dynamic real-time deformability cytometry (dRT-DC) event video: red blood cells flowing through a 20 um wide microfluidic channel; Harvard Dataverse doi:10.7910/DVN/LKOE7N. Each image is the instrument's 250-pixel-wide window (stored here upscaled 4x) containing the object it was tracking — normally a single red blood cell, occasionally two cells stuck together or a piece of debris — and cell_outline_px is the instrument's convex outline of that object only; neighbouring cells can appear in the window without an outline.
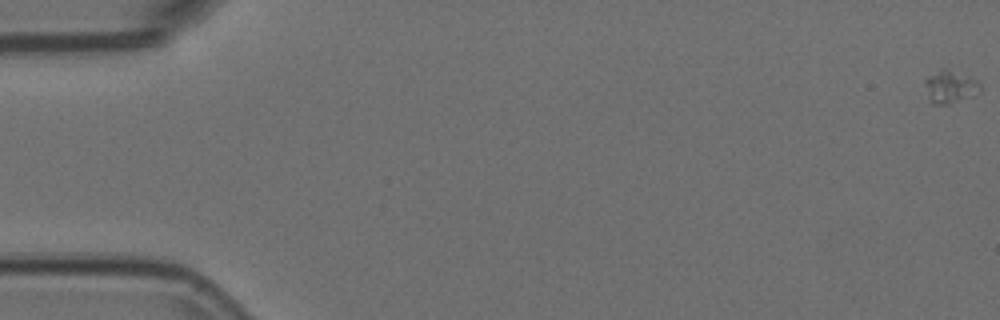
{"species": "Egyptian fruit bat (a non-hibernating species)", "species_latin": "Rousettus aegyptiacus", "temperature_condition": "room temperature", "stored_images_in_passage": 57, "camera_frame_rate_fps": 3000, "um_per_image_px": 0.085, "animal": {"sex": "female"}, "frame": {"image": 1, "passage_image": 1, "time_ms": 0.0, "image_size_px": [1000, 320], "cell_outline_px": [[980, 92], [972, 96], [948, 104], [936, 104], [932, 100], [924, 80], [928, 76], [940, 68], [948, 68], [968, 76], [976, 80], [980, 84]], "centroid_in_image_um": [80.8, 7.33], "position_along_channel_um": 4.2, "area_um2": 10.23}}